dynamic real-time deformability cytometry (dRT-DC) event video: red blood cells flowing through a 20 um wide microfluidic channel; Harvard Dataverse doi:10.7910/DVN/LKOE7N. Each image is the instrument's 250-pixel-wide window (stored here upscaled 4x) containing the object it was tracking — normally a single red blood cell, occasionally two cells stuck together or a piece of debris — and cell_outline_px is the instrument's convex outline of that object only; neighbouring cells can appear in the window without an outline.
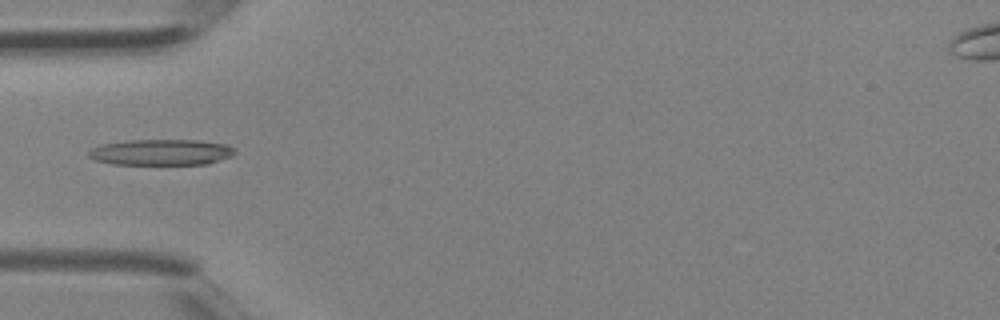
{"species": "Egyptian fruit bat (a non-hibernating species)", "species_latin": "Rousettus aegyptiacus", "temperature_condition": "room temperature", "stored_images_in_passage": 3, "camera_frame_rate_fps": 3000, "um_per_image_px": 0.085, "animal": {"sex": "female"}, "frame": {"image": 1, "passage_image": 3, "time_ms": 0.667, "image_size_px": [1000, 320], "cell_outline_px": [[236, 152], [232, 156], [208, 164], [112, 164], [96, 160], [88, 156], [88, 152], [92, 148], [100, 144], [128, 140], [196, 140], [228, 144], [236, 148]], "centroid_in_image_um": [13.73, 12.93], "position_along_channel_um": 71.3, "area_um2": 22.25}}